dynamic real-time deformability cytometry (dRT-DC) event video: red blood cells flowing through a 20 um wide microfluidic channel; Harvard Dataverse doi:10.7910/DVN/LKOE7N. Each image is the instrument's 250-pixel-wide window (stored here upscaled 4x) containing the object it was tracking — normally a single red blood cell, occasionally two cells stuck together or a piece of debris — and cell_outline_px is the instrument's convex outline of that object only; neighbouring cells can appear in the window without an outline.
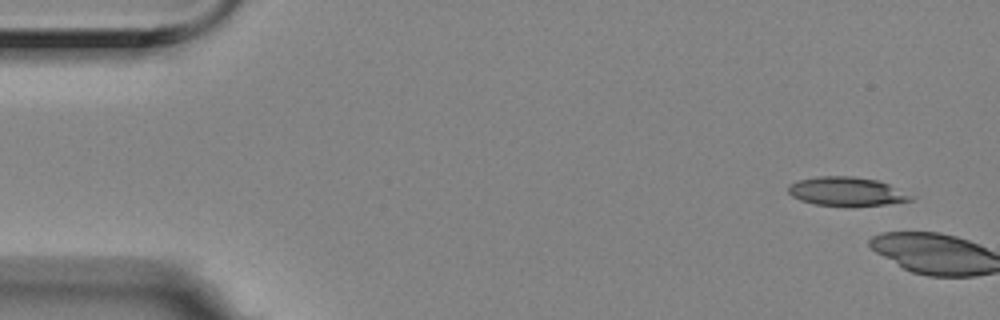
{"species": "Egyptian fruit bat (a non-hibernating species)", "species_latin": "Rousettus aegyptiacus", "temperature_condition": "room temperature", "stored_images_in_passage": 4, "camera_frame_rate_fps": 3000, "um_per_image_px": 0.085, "animal": {"sex": "female"}, "frame": {"image": 1, "passage_image": 1, "time_ms": 0.0, "image_size_px": [1000, 320], "cell_outline_px": [[912, 200], [884, 204], [852, 208], [816, 204], [800, 200], [792, 196], [788, 192], [788, 184], [796, 180], [820, 176], [852, 176], [876, 180], [888, 184], [912, 196]], "centroid_in_image_um": [71.9, 16.29], "position_along_channel_um": 13.1, "area_um2": 20.81}}